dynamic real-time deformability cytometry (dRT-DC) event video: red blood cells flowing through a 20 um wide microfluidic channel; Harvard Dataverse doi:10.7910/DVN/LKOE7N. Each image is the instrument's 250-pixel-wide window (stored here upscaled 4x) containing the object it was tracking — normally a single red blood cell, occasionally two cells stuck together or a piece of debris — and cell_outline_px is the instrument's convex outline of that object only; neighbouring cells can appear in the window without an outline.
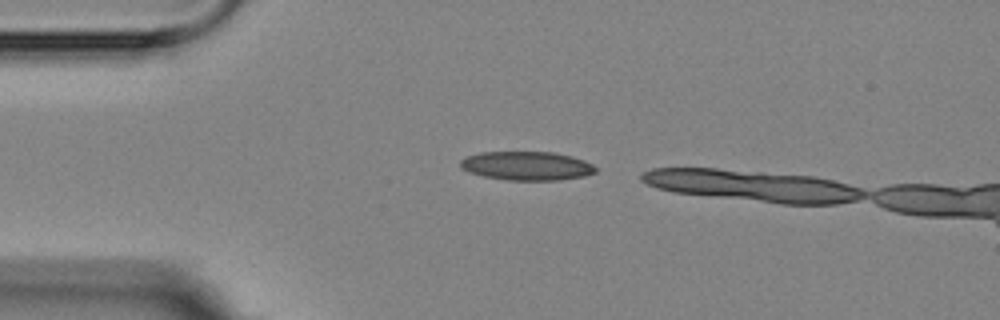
{"species": "Egyptian fruit bat (a non-hibernating species)", "species_latin": "Rousettus aegyptiacus", "temperature_condition": "room temperature", "stored_images_in_passage": 2, "camera_frame_rate_fps": 3000, "um_per_image_px": 0.085, "animal": {"sex": "female"}, "frame": {"image": 1, "passage_image": 1, "time_ms": 0.0, "image_size_px": [1000, 320], "cell_outline_px": [[596, 172], [584, 176], [560, 180], [508, 180], [484, 176], [468, 172], [460, 168], [460, 160], [468, 156], [480, 152], [552, 152], [572, 156], [584, 160], [592, 164], [596, 168]], "centroid_in_image_um": [44.77, 14.1], "position_along_channel_um": 40.2, "area_um2": 22.72}}